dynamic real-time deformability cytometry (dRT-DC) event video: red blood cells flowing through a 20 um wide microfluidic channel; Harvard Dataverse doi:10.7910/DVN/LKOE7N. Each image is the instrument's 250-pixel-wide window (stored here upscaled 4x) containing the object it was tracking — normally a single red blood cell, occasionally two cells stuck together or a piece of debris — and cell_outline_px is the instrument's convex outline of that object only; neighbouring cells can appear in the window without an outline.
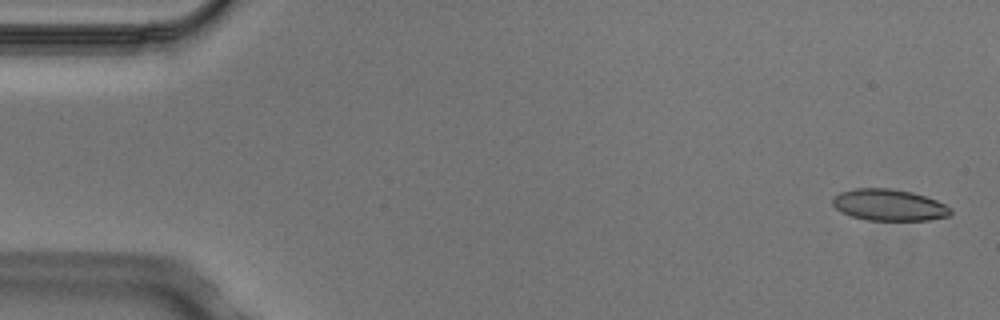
{"species": "Egyptian fruit bat (a non-hibernating species)", "species_latin": "Rousettus aegyptiacus", "temperature_condition": "cold", "stored_images_in_passage": 5, "camera_frame_rate_fps": 3000, "um_per_image_px": 0.085, "animal": {"sex": "male"}, "frame": {"image": 1, "passage_image": 1, "time_ms": 0.0, "image_size_px": [1000, 320], "cell_outline_px": [[952, 212], [948, 216], [928, 220], [868, 220], [852, 216], [836, 208], [832, 204], [832, 200], [840, 192], [856, 188], [892, 188], [912, 192], [936, 200], [952, 208]], "centroid_in_image_um": [75.59, 17.42], "position_along_channel_um": 9.4, "area_um2": 21.5}}